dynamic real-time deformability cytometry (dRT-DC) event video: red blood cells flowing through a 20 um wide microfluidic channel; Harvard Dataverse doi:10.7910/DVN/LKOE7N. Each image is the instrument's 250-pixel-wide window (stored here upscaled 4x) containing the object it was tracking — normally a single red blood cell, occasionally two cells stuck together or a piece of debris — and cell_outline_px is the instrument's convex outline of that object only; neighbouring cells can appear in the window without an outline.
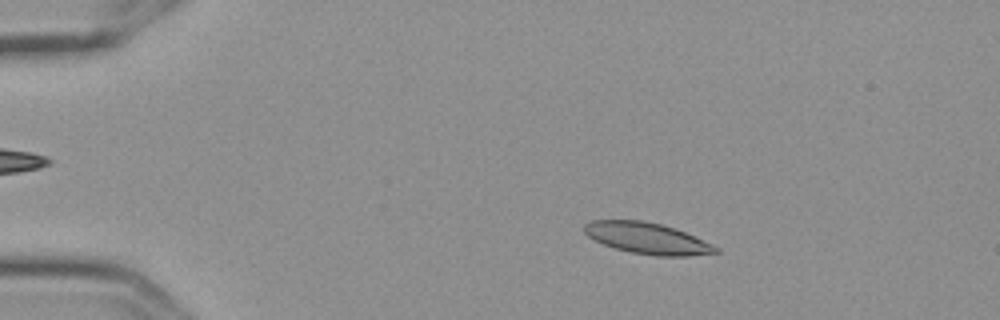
{"species": "Egyptian fruit bat (a non-hibernating species)", "species_latin": "Rousettus aegyptiacus", "temperature_condition": "cold", "stored_images_in_passage": 4, "camera_frame_rate_fps": 3000, "um_per_image_px": 0.085, "frame": {"image": 1, "passage_image": 2, "time_ms": 0.333, "image_size_px": [1000, 320], "cell_outline_px": [[720, 252], [688, 256], [656, 256], [632, 252], [616, 248], [604, 244], [588, 236], [584, 232], [584, 224], [592, 220], [640, 220], [660, 224], [676, 228], [712, 244], [720, 248]], "centroid_in_image_um": [55.04, 20.25], "position_along_channel_um": 30.0, "area_um2": 23.76}}